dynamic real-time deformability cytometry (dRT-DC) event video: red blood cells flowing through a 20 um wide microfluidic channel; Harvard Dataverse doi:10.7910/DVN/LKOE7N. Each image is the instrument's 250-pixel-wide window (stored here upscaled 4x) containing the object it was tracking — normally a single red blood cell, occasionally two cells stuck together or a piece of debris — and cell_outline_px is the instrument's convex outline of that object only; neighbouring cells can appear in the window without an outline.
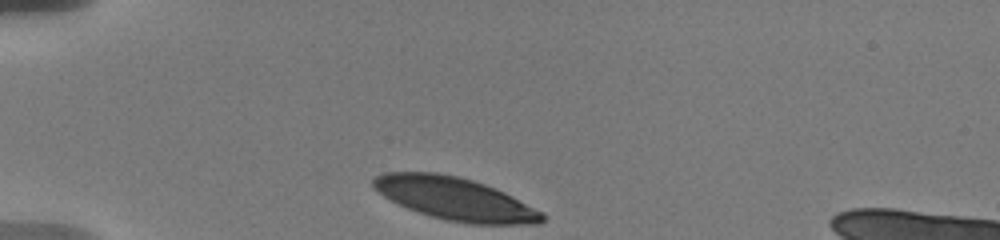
{"species": "human", "species_latin": "Homo sapiens", "temperature_condition": "warm", "stored_images_in_passage": 17, "camera_frame_rate_fps": 3000, "um_per_image_px": 0.085, "donor": {"sex": "male"}, "frame": {"image": 1, "passage_image": 1, "time_ms": 0.0, "image_size_px": [1000, 240], "cell_outline_px": [[548, 216], [540, 224], [468, 224], [444, 220], [408, 208], [384, 196], [372, 188], [372, 180], [376, 176], [384, 172], [436, 172], [456, 176], [472, 180], [496, 188], [544, 212]], "centroid_in_image_um": [38.71, 16.9], "position_along_channel_um": 46.3, "area_um2": 42.08}}
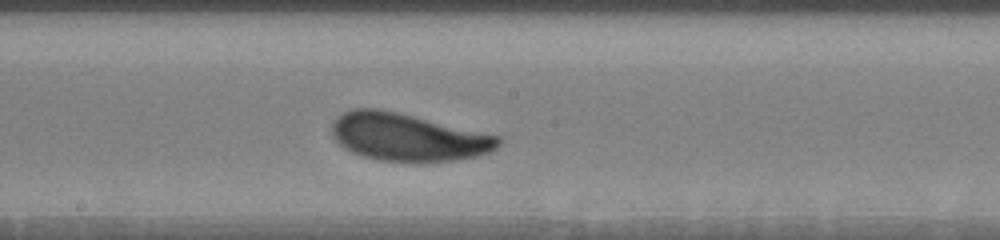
{"frame": {"image": 2, "passage_image": 10, "time_ms": 5.667, "image_size_px": [1000, 240], "cell_outline_px": [[504, 140], [496, 148], [488, 152], [476, 156], [452, 160], [380, 160], [360, 156], [344, 148], [332, 136], [332, 124], [336, 116], [352, 108], [380, 108], [500, 136]], "centroid_in_image_um": [34.63, 11.63], "position_along_channel_um": 213.6, "area_um2": 45.66}}
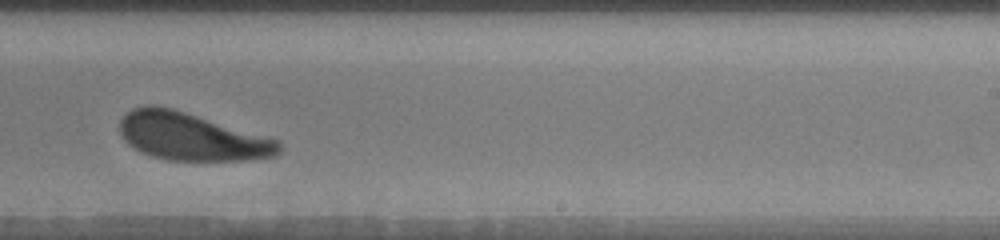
{"frame": {"image": 3, "passage_image": 15, "time_ms": 7.333, "image_size_px": [1000, 240], "cell_outline_px": [[280, 152], [276, 156], [252, 160], [168, 160], [152, 156], [140, 152], [132, 148], [120, 136], [120, 120], [132, 108], [148, 104], [152, 104], [172, 108], [268, 136], [280, 140]], "centroid_in_image_um": [16.28, 11.61], "position_along_channel_um": 272.7, "area_um2": 44.51}}